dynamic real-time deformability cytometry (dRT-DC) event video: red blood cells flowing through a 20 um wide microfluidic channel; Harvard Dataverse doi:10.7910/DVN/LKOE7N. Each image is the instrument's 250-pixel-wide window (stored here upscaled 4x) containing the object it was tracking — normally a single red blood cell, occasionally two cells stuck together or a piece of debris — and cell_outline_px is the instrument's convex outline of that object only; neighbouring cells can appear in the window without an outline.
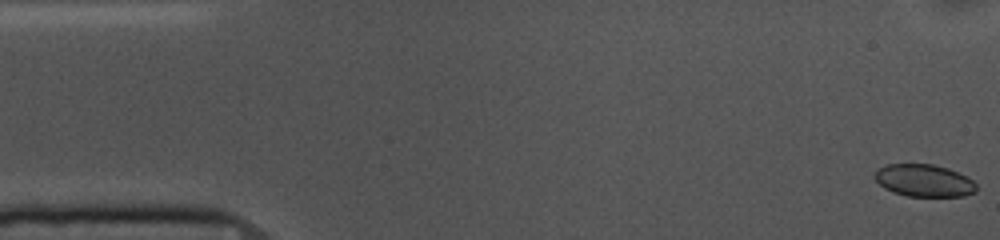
{"species": "common noctule bat (a hibernating species)", "species_latin": "Nyctalus noctula", "temperature_condition": "cold", "stored_images_in_passage": 54, "camera_frame_rate_fps": 3000, "um_per_image_px": 0.085, "animal": {"sex": "female", "body_mass_g": 10.0, "forearm_length_mm": 53.1}, "frame": {"image": 1, "passage_image": 1, "time_ms": 0.0, "image_size_px": [1000, 240], "cell_outline_px": [[976, 192], [964, 196], [908, 196], [892, 192], [884, 188], [872, 176], [880, 168], [888, 164], [932, 164], [948, 168], [972, 180], [976, 184]], "centroid_in_image_um": [78.53, 15.35], "position_along_channel_um": 6.5, "area_um2": 19.02}}
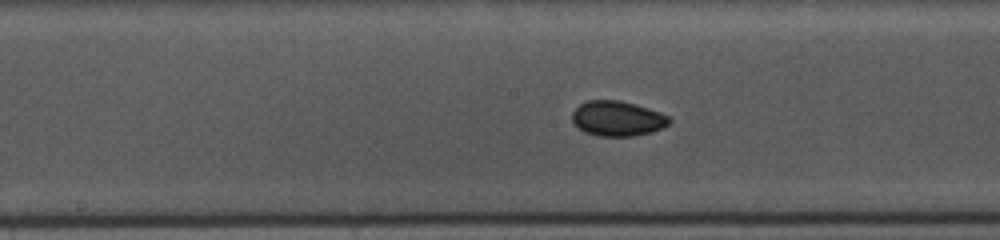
{"frame": {"image": 2, "passage_image": 26, "time_ms": 8.333, "image_size_px": [1000, 240], "cell_outline_px": [[672, 120], [668, 124], [652, 132], [632, 136], [596, 136], [584, 132], [572, 120], [572, 112], [580, 104], [588, 100], [620, 100], [648, 108], [660, 112], [668, 116]], "centroid_in_image_um": [52.47, 10.07], "position_along_channel_um": 195.7, "area_um2": 19.77}}
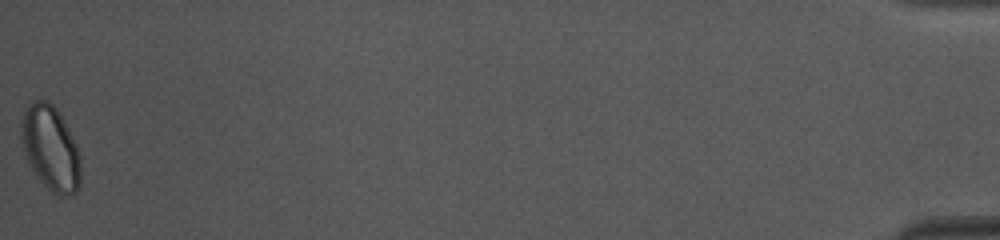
{"frame": {"image": 3, "passage_image": 54, "time_ms": 17.667, "image_size_px": [1000, 240], "cell_outline_px": [[80, 188], [72, 196], [60, 196], [52, 192], [40, 180], [32, 168], [24, 152], [20, 136], [20, 128], [24, 108], [28, 104], [36, 100], [48, 100], [56, 108], [68, 128], [80, 152]], "centroid_in_image_um": [4.31, 12.59], "position_along_channel_um": 430.9, "area_um2": 29.48}, "authors_computed_cell_mechanics": {"area_um2": 19.7098, "velocity_mm_per_s": 3.651, "shape_relaxation_time_tau1_ms": 3.8881, "shape_relaxation_time_tau2_ms": 5.9646, "deformation_change_tau1": 0.0463, "deformation_change_tau2": 0.0555}}